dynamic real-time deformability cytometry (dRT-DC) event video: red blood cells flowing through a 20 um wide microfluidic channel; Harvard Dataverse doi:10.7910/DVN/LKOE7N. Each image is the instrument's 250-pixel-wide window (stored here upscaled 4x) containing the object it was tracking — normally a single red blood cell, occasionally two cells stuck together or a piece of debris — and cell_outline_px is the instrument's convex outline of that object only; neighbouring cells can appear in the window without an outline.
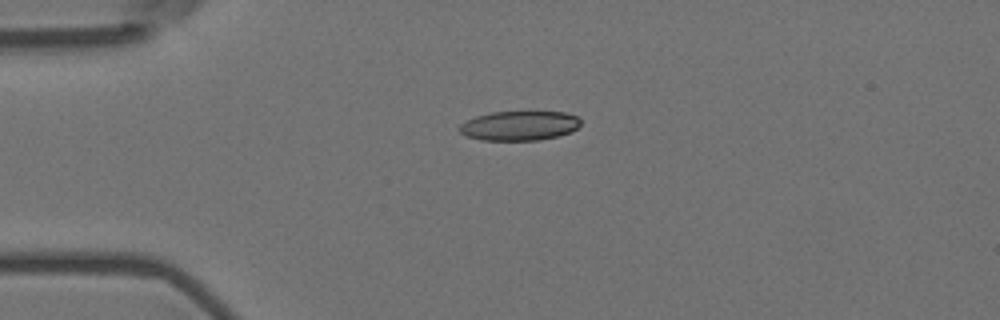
{"species": "Egyptian fruit bat (a non-hibernating species)", "species_latin": "Rousettus aegyptiacus", "temperature_condition": "room temperature", "stored_images_in_passage": 4, "camera_frame_rate_fps": 3000, "um_per_image_px": 0.085, "animal": {"sex": "female"}, "frame": {"image": 1, "passage_image": 3, "time_ms": 0.667, "image_size_px": [1000, 320], "cell_outline_px": [[580, 124], [572, 132], [556, 136], [536, 140], [480, 140], [464, 136], [460, 132], [460, 124], [476, 116], [492, 112], [564, 112], [576, 116], [580, 120]], "centroid_in_image_um": [44.13, 10.69], "position_along_channel_um": 40.9, "area_um2": 20.69}}